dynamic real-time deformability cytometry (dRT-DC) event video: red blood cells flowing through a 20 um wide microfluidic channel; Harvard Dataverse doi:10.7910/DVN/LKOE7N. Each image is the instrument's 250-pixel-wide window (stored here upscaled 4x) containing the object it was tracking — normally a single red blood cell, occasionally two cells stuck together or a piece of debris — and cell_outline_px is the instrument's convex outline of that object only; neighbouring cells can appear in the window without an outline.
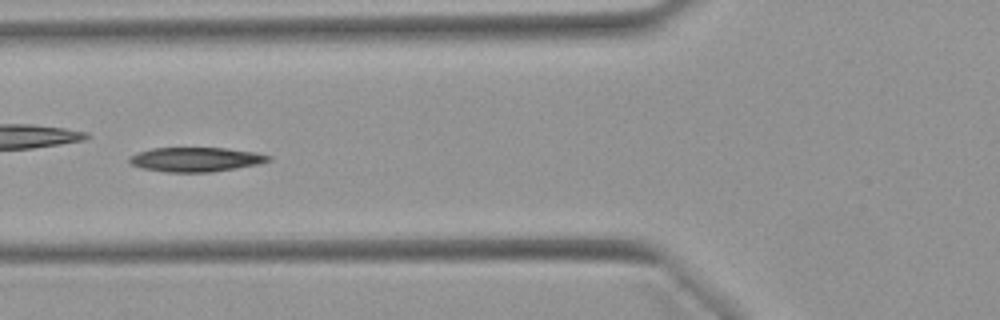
{"species": "Egyptian fruit bat (a non-hibernating species)", "species_latin": "Rousettus aegyptiacus", "temperature_condition": "warm", "stored_images_in_passage": 52, "camera_frame_rate_fps": 3000, "um_per_image_px": 0.085, "animal": {"sex": "female"}, "frame": {"image": 1, "passage_image": 20, "time_ms": 6.333, "image_size_px": [1000, 320], "cell_outline_px": [[272, 160], [260, 164], [212, 172], [164, 172], [144, 168], [128, 164], [128, 156], [136, 152], [152, 148], [224, 148], [256, 152], [272, 156]], "centroid_in_image_um": [16.63, 13.55], "position_along_channel_um": 109.2, "area_um2": 20.0}}
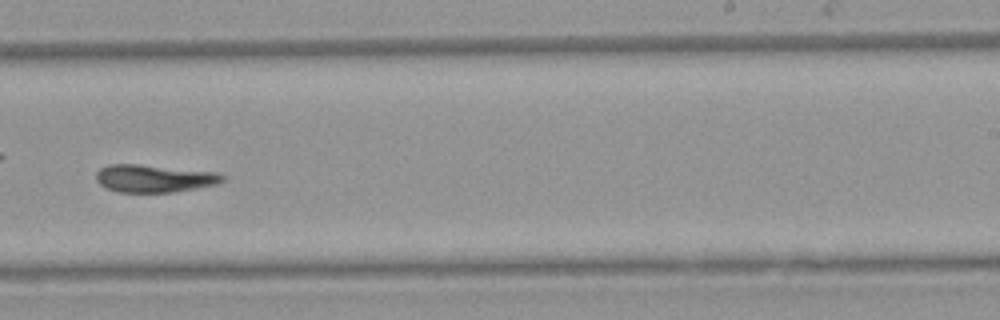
{"frame": {"image": 2, "passage_image": 33, "time_ms": 10.667, "image_size_px": [1000, 320], "cell_outline_px": [[224, 180], [216, 184], [172, 192], [120, 192], [108, 188], [100, 184], [96, 180], [96, 172], [100, 168], [108, 164], [140, 164], [216, 172], [224, 176]], "centroid_in_image_um": [13.07, 15.15], "position_along_channel_um": 275.9, "area_um2": 20.17}}
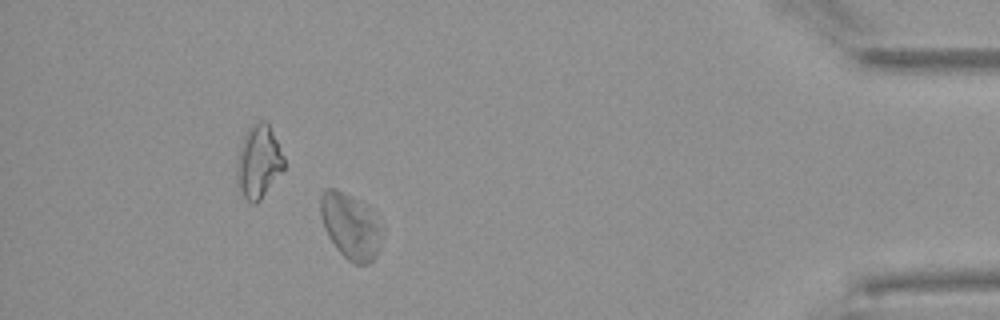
{"frame": {"image": 3, "passage_image": 47, "time_ms": 15.333, "image_size_px": [1000, 320], "cell_outline_px": [[384, 232], [376, 256], [372, 264], [356, 264], [348, 260], [336, 248], [328, 236], [324, 228], [320, 216], [320, 196], [324, 188], [336, 188], [368, 204], [372, 208], [384, 228]], "centroid_in_image_um": [29.83, 19.2], "position_along_channel_um": 405.4, "area_um2": 24.39}, "authors_computed_cell_mechanics": {"area_um2": 21.097, "velocity_mm_per_s": 3.8648, "shape_relaxation_time_tau1_ms": 7.8374, "shape_relaxation_time_tau2_ms": 7.7462, "deformation_change_tau1": 0.1238, "deformation_change_tau2": 0.1873}}